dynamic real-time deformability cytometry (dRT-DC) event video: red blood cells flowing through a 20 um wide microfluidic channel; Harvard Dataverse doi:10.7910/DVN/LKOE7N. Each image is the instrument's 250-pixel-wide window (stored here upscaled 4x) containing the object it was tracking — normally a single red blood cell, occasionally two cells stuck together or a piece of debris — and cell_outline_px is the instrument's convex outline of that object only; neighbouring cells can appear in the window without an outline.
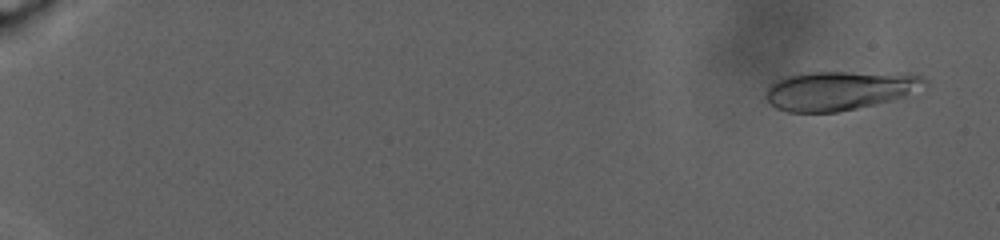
{"species": "human", "species_latin": "Homo sapiens", "temperature_condition": "warm", "stored_images_in_passage": 65, "camera_frame_rate_fps": 3000, "um_per_image_px": 0.085, "donor": {"sex": "male"}, "frame": {"image": 1, "passage_image": 8, "time_ms": 1.667, "image_size_px": [1000, 240], "cell_outline_px": [[928, 84], [904, 96], [856, 108], [836, 112], [788, 112], [776, 108], [764, 96], [768, 88], [776, 80], [784, 76], [808, 72], [848, 72], [920, 76], [928, 80]], "centroid_in_image_um": [71.27, 7.7], "position_along_channel_um": 13.7, "area_um2": 35.43}}
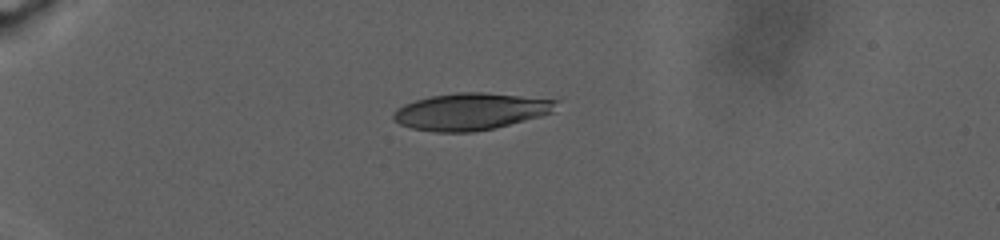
{"frame": {"image": 2, "passage_image": 50, "time_ms": 10.0, "image_size_px": [1000, 240], "cell_outline_px": [[560, 100], [552, 112], [540, 116], [492, 128], [472, 132], [436, 132], [412, 128], [400, 124], [392, 120], [392, 116], [396, 108], [404, 104], [428, 96], [456, 92], [484, 92]], "centroid_in_image_um": [39.96, 9.46], "position_along_channel_um": 45.0, "area_um2": 34.91}}